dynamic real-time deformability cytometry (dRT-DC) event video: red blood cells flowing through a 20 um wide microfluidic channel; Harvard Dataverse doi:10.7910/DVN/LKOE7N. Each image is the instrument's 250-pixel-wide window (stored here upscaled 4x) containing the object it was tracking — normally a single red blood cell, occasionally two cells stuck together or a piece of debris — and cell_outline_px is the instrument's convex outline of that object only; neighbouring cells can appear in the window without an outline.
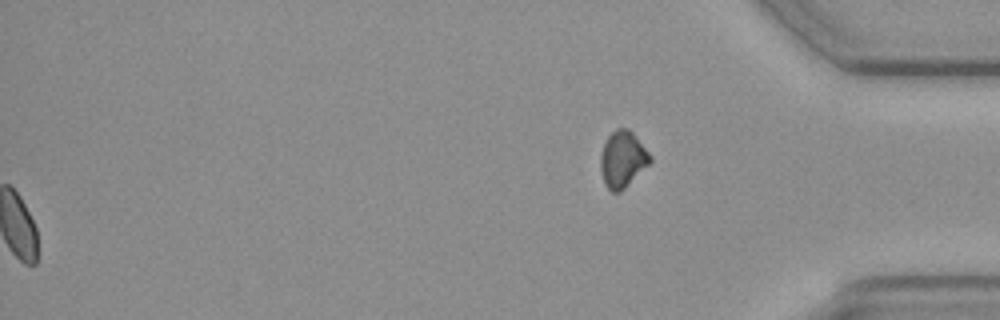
{"species": "common noctule bat (a hibernating species)", "species_latin": "Nyctalus noctula", "temperature_condition": "cold", "stored_images_in_passage": 59, "segment_of_instrument_passage": [2, 2], "camera_frame_rate_fps": 3000, "um_per_image_px": 0.085, "animal": {"sex": "female", "body_mass_g": 19.3, "forearm_length_mm": 54.1}, "frame": {"image": 1, "passage_image": 59, "time_ms": 19.333, "image_size_px": [1000, 320], "cell_outline_px": [[652, 160], [620, 192], [612, 192], [604, 184], [600, 172], [600, 156], [604, 144], [608, 136], [616, 128], [628, 128], [632, 132], [652, 156]], "centroid_in_image_um": [52.9, 13.53], "position_along_channel_um": 382.3, "area_um2": 16.13}}